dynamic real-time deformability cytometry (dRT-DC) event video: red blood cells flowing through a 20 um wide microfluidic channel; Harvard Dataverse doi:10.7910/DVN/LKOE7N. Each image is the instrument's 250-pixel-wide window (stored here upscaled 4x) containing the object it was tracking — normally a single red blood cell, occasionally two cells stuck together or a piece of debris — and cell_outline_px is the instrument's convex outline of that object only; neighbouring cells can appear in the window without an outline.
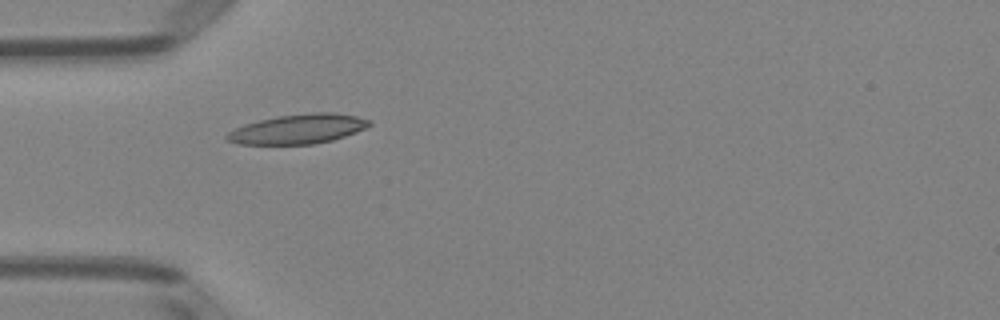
{"species": "Egyptian fruit bat (a non-hibernating species)", "species_latin": "Rousettus aegyptiacus", "temperature_condition": "room temperature", "stored_images_in_passage": 6, "camera_frame_rate_fps": 3000, "um_per_image_px": 0.085, "animal": {"sex": "female"}, "frame": {"image": 1, "passage_image": 5, "time_ms": 4.667, "image_size_px": [1000, 320], "cell_outline_px": [[372, 124], [356, 132], [332, 140], [312, 144], [240, 144], [228, 140], [224, 136], [228, 132], [244, 124], [276, 116], [312, 112], [332, 112], [356, 116], [372, 120]], "centroid_in_image_um": [25.35, 10.95], "position_along_channel_um": 59.7, "area_um2": 24.45}}
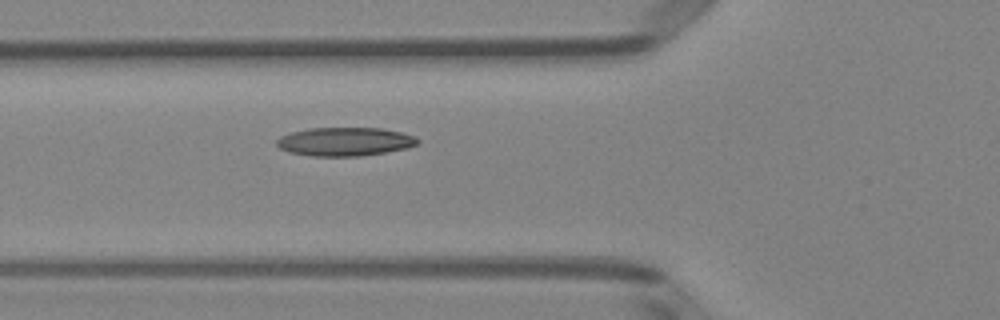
{"frame": {"image": 2, "passage_image": 6, "time_ms": 5.667, "image_size_px": [1000, 320], "cell_outline_px": [[420, 140], [416, 144], [408, 148], [360, 156], [312, 156], [288, 152], [280, 148], [276, 144], [276, 140], [280, 136], [292, 132], [312, 128], [380, 128], [400, 132], [412, 136]], "centroid_in_image_um": [29.28, 12.04], "position_along_channel_um": 96.5, "area_um2": 23.29}}